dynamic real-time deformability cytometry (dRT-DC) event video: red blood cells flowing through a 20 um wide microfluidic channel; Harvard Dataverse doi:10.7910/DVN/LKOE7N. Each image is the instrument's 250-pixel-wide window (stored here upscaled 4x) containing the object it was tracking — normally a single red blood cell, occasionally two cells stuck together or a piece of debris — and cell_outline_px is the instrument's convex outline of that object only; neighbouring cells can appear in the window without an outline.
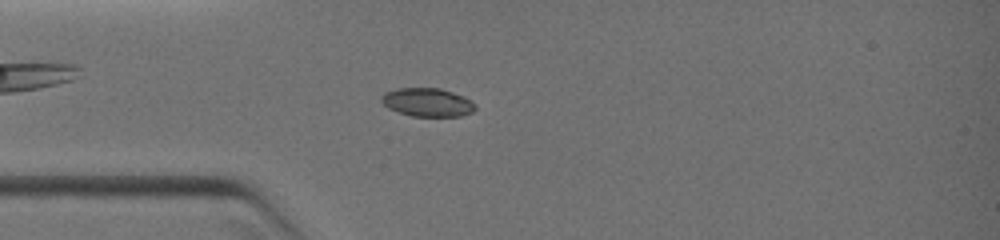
{"species": "common noctule bat (a hibernating species)", "species_latin": "Nyctalus noctula", "temperature_condition": "warm", "stored_images_in_passage": 8, "camera_frame_rate_fps": 3000, "um_per_image_px": 0.085, "animal": {"sex": "female", "body_mass_g": 19.0, "forearm_length_mm": 51.5}, "frame": {"image": 1, "passage_image": 4, "time_ms": 2.667, "image_size_px": [1000, 240], "cell_outline_px": [[476, 108], [472, 112], [460, 116], [412, 116], [388, 108], [380, 100], [380, 96], [384, 92], [396, 88], [440, 88], [464, 96], [472, 100], [476, 104]], "centroid_in_image_um": [36.33, 8.68], "position_along_channel_um": 48.7, "area_um2": 15.66}}
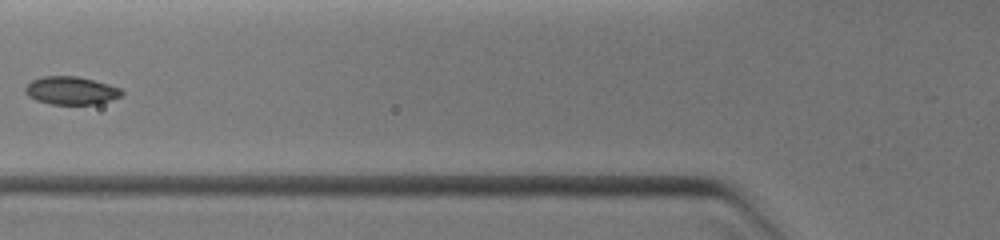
{"frame": {"image": 2, "passage_image": 6, "time_ms": 4.333, "image_size_px": [1000, 240], "cell_outline_px": [[124, 92], [120, 96], [96, 104], [48, 104], [36, 100], [28, 96], [24, 92], [24, 88], [32, 80], [44, 76], [76, 76], [108, 84], [120, 88]], "centroid_in_image_um": [6.0, 7.7], "position_along_channel_um": 119.8, "area_um2": 15.61}}
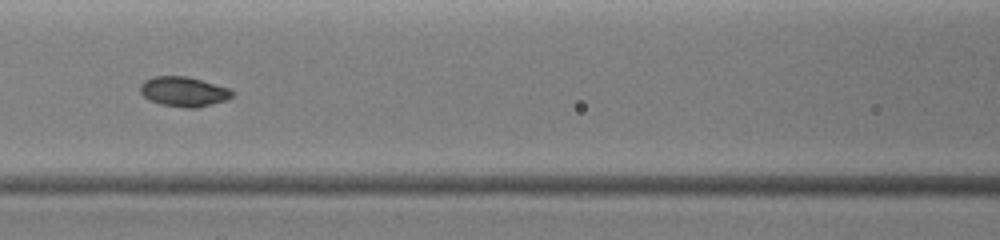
{"frame": {"image": 3, "passage_image": 7, "time_ms": 5.0, "image_size_px": [1000, 240], "cell_outline_px": [[232, 96], [228, 100], [196, 108], [184, 108], [160, 104], [148, 100], [140, 92], [140, 84], [144, 80], [152, 76], [184, 76], [200, 80], [228, 88], [232, 92]], "centroid_in_image_um": [15.57, 7.8], "position_along_channel_um": 151.0, "area_um2": 15.95}}